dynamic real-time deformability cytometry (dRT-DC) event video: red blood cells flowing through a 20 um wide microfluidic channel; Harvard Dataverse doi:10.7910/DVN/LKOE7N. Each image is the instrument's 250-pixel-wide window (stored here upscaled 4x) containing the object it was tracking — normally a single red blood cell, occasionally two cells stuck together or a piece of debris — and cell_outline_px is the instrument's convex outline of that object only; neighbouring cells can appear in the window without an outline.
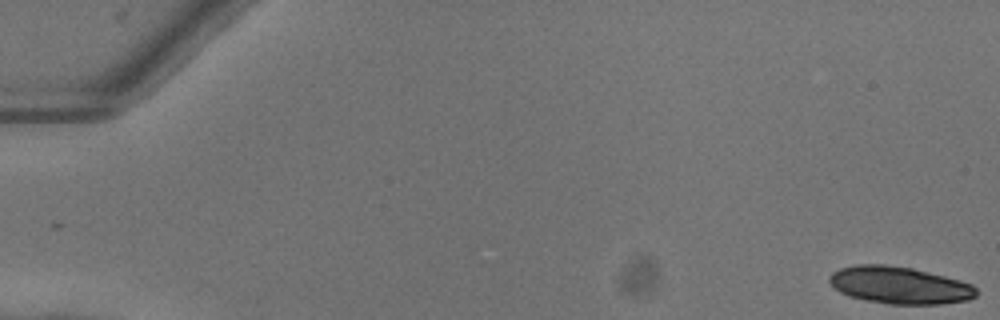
{"species": "common noctule bat (a hibernating species)", "species_latin": "Nyctalus noctula", "temperature_condition": "warm", "stored_images_in_passage": 47, "camera_frame_rate_fps": 3000, "um_per_image_px": 0.085, "animal": {"sex": "female"}, "frame": {"image": 1, "passage_image": 1, "time_ms": 0.0, "image_size_px": [1000, 320], "cell_outline_px": [[976, 296], [968, 300], [940, 304], [888, 304], [864, 300], [848, 296], [840, 292], [828, 280], [828, 276], [832, 272], [840, 268], [856, 264], [884, 264], [912, 268], [960, 280], [972, 284], [976, 288]], "centroid_in_image_um": [76.44, 24.24], "position_along_channel_um": 8.6, "area_um2": 31.91}}
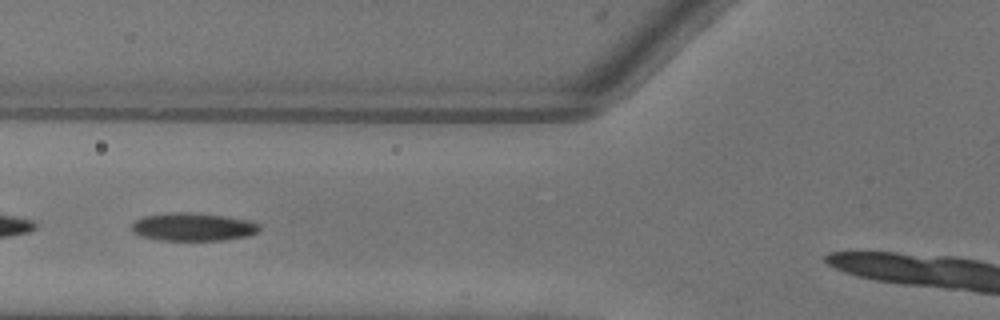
{"frame": {"image": 2, "passage_image": 22, "time_ms": 7.0, "image_size_px": [1000, 320], "cell_outline_px": [[260, 228], [256, 232], [248, 236], [224, 240], [156, 240], [140, 236], [132, 232], [132, 224], [136, 220], [144, 216], [172, 212], [192, 212], [228, 216], [248, 220], [260, 224]], "centroid_in_image_um": [16.4, 19.28], "position_along_channel_um": 109.4, "area_um2": 21.04}}
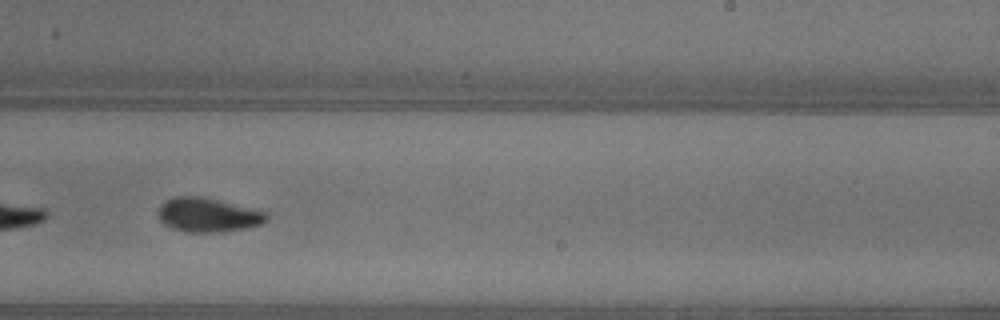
{"frame": {"image": 3, "passage_image": 34, "time_ms": 11.0, "image_size_px": [1000, 320], "cell_outline_px": [[268, 220], [264, 224], [244, 228], [220, 232], [184, 232], [172, 228], [164, 224], [160, 220], [160, 204], [164, 200], [172, 196], [196, 196], [268, 212]], "centroid_in_image_um": [17.67, 18.28], "position_along_channel_um": 271.3, "area_um2": 21.33}}